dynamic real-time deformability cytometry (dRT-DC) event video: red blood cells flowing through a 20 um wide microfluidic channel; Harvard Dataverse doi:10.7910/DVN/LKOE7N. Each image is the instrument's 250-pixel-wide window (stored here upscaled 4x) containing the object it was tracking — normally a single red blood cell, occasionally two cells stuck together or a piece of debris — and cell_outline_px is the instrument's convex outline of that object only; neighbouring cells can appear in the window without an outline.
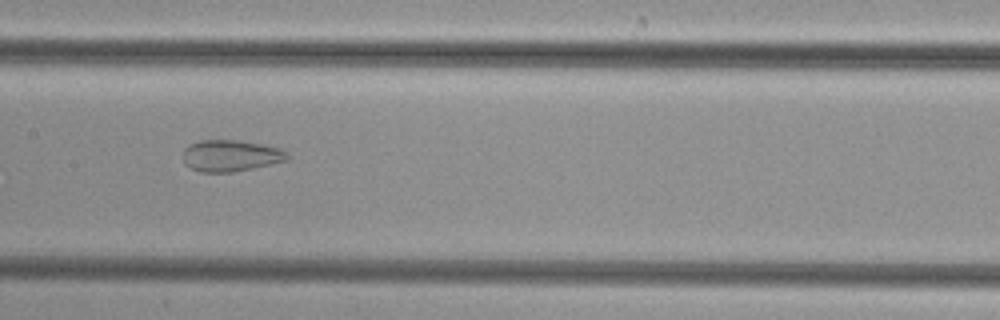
{"species": "common noctule bat (a hibernating species)", "species_latin": "Nyctalus noctula", "temperature_condition": "cold", "stored_images_in_passage": 45, "camera_frame_rate_fps": 3000, "um_per_image_px": 0.085, "animal": {"sex": "female", "body_mass_g": 29.2, "forearm_length_mm": 56.3}, "frame": {"image": 1, "passage_image": 20, "time_ms": 6.333, "image_size_px": [1000, 320], "cell_outline_px": [[288, 160], [252, 168], [232, 172], [200, 172], [184, 164], [184, 148], [200, 140], [240, 140], [264, 144], [280, 148], [288, 152]], "centroid_in_image_um": [19.63, 13.22], "position_along_channel_um": 187.8, "area_um2": 19.13}}
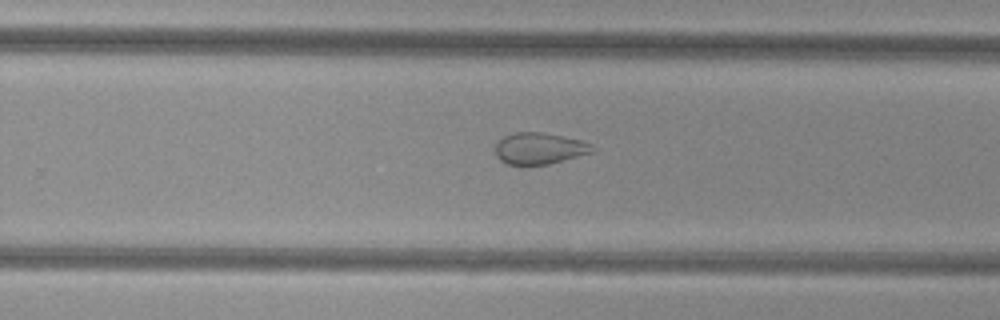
{"frame": {"image": 2, "passage_image": 27, "time_ms": 8.667, "image_size_px": [1000, 320], "cell_outline_px": [[596, 152], [548, 164], [528, 168], [520, 168], [508, 164], [500, 160], [496, 156], [496, 144], [504, 136], [516, 132], [540, 132], [564, 136], [584, 140], [592, 144]], "centroid_in_image_um": [45.87, 12.66], "position_along_channel_um": 283.9, "area_um2": 18.55}}
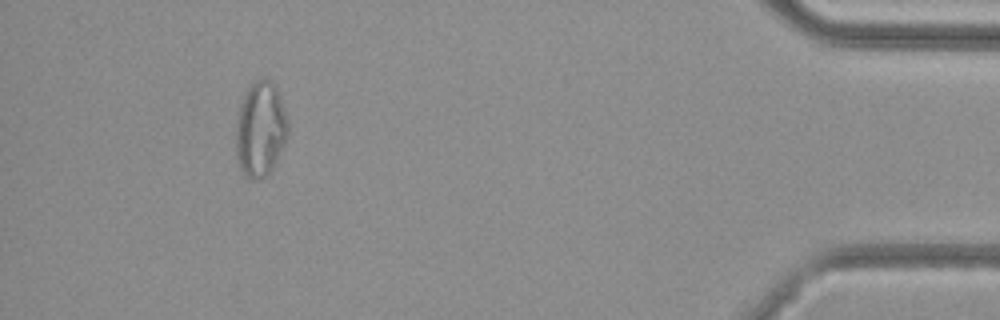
{"frame": {"image": 3, "passage_image": 41, "time_ms": 13.333, "image_size_px": [1000, 320], "cell_outline_px": [[288, 136], [272, 168], [264, 176], [256, 180], [252, 180], [244, 176], [240, 168], [236, 152], [236, 120], [240, 104], [252, 80], [264, 76], [276, 84], [288, 120]], "centroid_in_image_um": [22.13, 10.93], "position_along_channel_um": 413.1, "area_um2": 29.13}}